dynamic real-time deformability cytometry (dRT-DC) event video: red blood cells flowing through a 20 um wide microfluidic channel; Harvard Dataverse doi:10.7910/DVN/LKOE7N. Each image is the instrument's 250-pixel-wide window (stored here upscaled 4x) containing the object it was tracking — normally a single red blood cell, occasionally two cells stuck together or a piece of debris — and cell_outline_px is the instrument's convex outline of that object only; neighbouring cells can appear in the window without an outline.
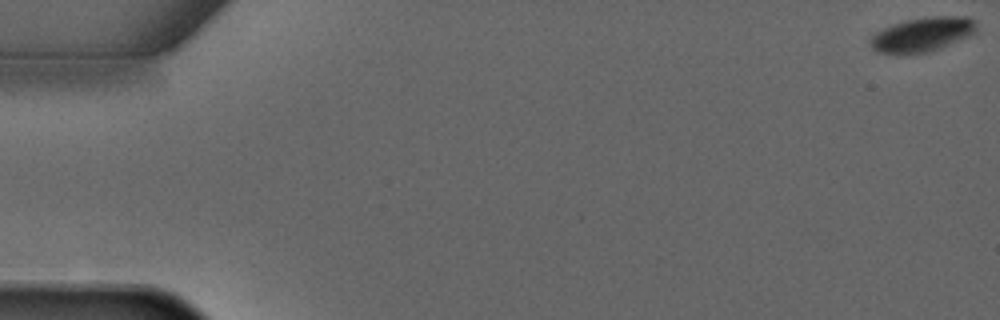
{"species": "common noctule bat (a hibernating species)", "species_latin": "Nyctalus noctula", "temperature_condition": "warm", "stored_images_in_passage": 5, "camera_frame_rate_fps": 3000, "um_per_image_px": 0.085, "animal": {"sex": "male", "forearm_length_mm": 52.5}, "frame": {"image": 1, "passage_image": 1, "time_ms": 0.0, "image_size_px": [1000, 320], "cell_outline_px": [[976, 32], [968, 36], [940, 48], [928, 52], [880, 52], [872, 48], [868, 40], [876, 32], [884, 28], [908, 20], [936, 16], [964, 16], [976, 20]], "centroid_in_image_um": [78.44, 2.91], "position_along_channel_um": 6.6, "area_um2": 20.58}}
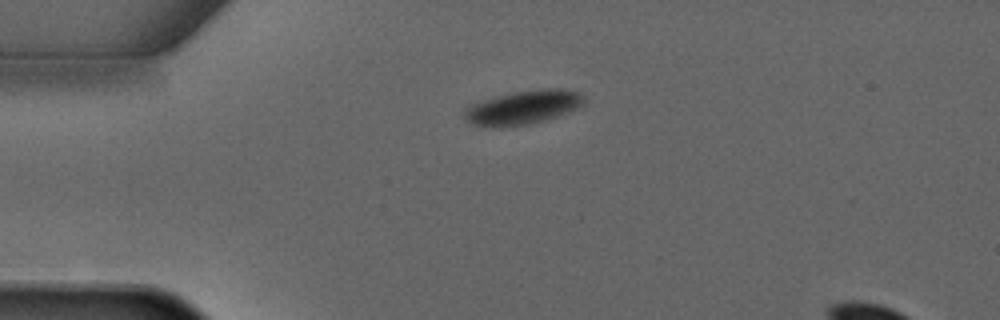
{"frame": {"image": 2, "passage_image": 4, "time_ms": 3.667, "image_size_px": [1000, 320], "cell_outline_px": [[584, 104], [580, 108], [532, 124], [500, 128], [488, 128], [472, 124], [464, 116], [464, 108], [468, 104], [496, 96], [516, 92], [540, 88], [560, 88], [580, 92], [584, 96]], "centroid_in_image_um": [44.45, 9.14], "position_along_channel_um": 40.6, "area_um2": 24.1}}